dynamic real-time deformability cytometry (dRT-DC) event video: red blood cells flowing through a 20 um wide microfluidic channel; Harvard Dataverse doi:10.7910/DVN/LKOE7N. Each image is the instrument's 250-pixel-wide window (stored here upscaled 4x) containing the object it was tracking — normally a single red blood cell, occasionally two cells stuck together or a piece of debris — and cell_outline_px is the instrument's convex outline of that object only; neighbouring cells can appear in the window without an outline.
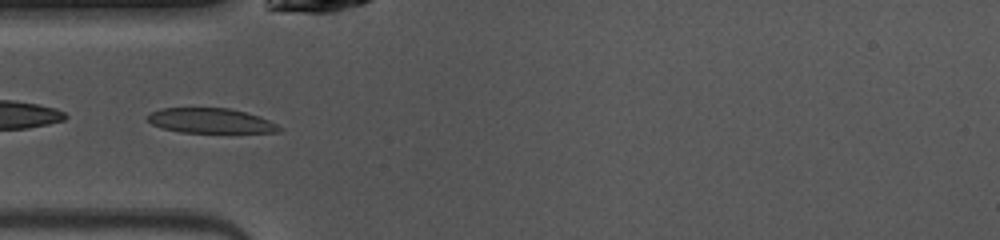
{"species": "common noctule bat (a hibernating species)", "species_latin": "Nyctalus noctula", "temperature_condition": "warm", "stored_images_in_passage": 45, "camera_frame_rate_fps": 3000, "um_per_image_px": 0.085, "animal": {"sex": "female", "body_mass_g": 10.0, "forearm_length_mm": 53.1}, "frame": {"image": 1, "passage_image": 12, "time_ms": 3.667, "image_size_px": [1000, 240], "cell_outline_px": [[284, 128], [280, 132], [180, 132], [164, 128], [152, 124], [144, 116], [148, 112], [164, 108], [228, 108], [260, 116]], "centroid_in_image_um": [17.88, 10.25], "position_along_channel_um": 67.1, "area_um2": 19.02}}
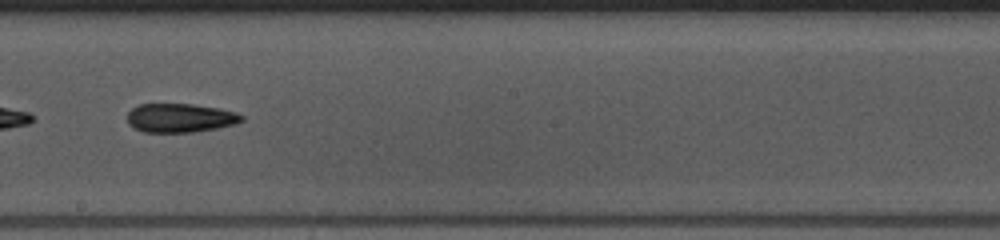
{"frame": {"image": 2, "passage_image": 24, "time_ms": 7.667, "image_size_px": [1000, 240], "cell_outline_px": [[244, 120], [232, 124], [216, 128], [192, 132], [144, 132], [132, 128], [128, 124], [128, 112], [132, 108], [140, 104], [192, 104], [220, 108], [236, 112], [244, 116]], "centroid_in_image_um": [15.29, 10.02], "position_along_channel_um": 232.9, "area_um2": 19.25}}
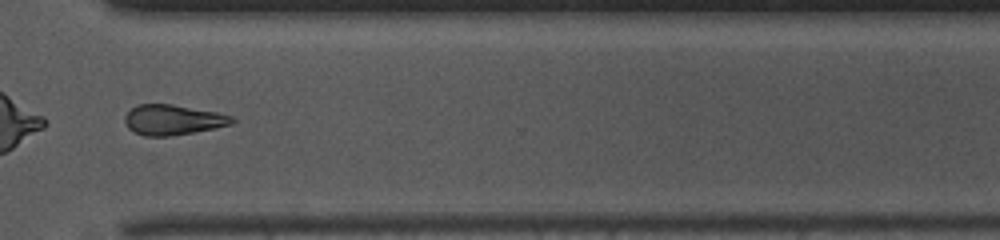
{"frame": {"image": 3, "passage_image": 33, "time_ms": 10.667, "image_size_px": [1000, 240], "cell_outline_px": [[236, 120], [232, 124], [216, 128], [168, 136], [144, 136], [128, 128], [124, 120], [124, 116], [136, 104], [172, 104], [216, 112], [232, 116]], "centroid_in_image_um": [14.69, 10.18], "position_along_channel_um": 355.9, "area_um2": 18.79}, "authors_computed_cell_mechanics": {"area_um2": 19.363, "velocity_mm_per_s": 4.1071, "shape_relaxation_time_tau1_ms": 4.0572, "shape_relaxation_time_tau2_ms": 9.3757, "deformation_change_tau1": 0.1294, "deformation_change_tau2": 0.1826}}